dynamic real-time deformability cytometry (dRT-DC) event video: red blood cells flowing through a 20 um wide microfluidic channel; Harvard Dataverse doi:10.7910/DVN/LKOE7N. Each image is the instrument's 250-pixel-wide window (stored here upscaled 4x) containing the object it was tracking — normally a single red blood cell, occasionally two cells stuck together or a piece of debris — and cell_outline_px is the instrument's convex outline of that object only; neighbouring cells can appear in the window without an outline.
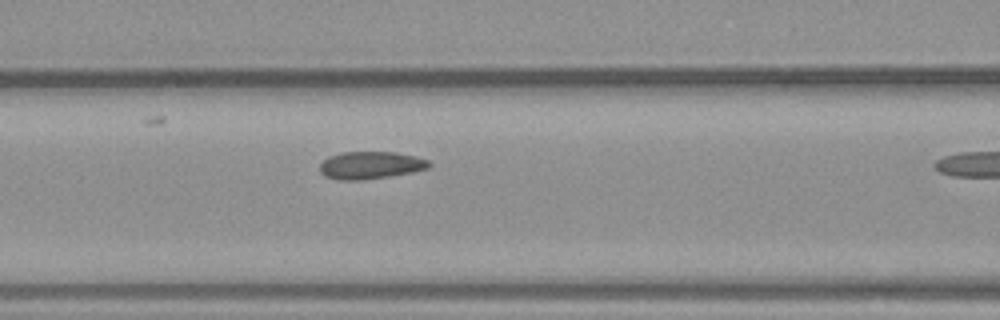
{"species": "common noctule bat (a hibernating species)", "species_latin": "Nyctalus noctula", "temperature_condition": "warm", "stored_images_in_passage": 11, "camera_frame_rate_fps": 3000, "um_per_image_px": 0.085, "animal": {"sex": "male", "body_mass_g": 23.1, "forearm_length_mm": 52.7}, "frame": {"image": 1, "passage_image": 10, "time_ms": 3.0, "image_size_px": [1000, 320], "cell_outline_px": [[432, 164], [428, 168], [412, 172], [364, 180], [336, 180], [324, 176], [320, 172], [320, 164], [328, 156], [344, 152], [396, 152], [416, 156], [428, 160]], "centroid_in_image_um": [31.48, 14.04], "position_along_channel_um": 135.1, "area_um2": 17.57}}